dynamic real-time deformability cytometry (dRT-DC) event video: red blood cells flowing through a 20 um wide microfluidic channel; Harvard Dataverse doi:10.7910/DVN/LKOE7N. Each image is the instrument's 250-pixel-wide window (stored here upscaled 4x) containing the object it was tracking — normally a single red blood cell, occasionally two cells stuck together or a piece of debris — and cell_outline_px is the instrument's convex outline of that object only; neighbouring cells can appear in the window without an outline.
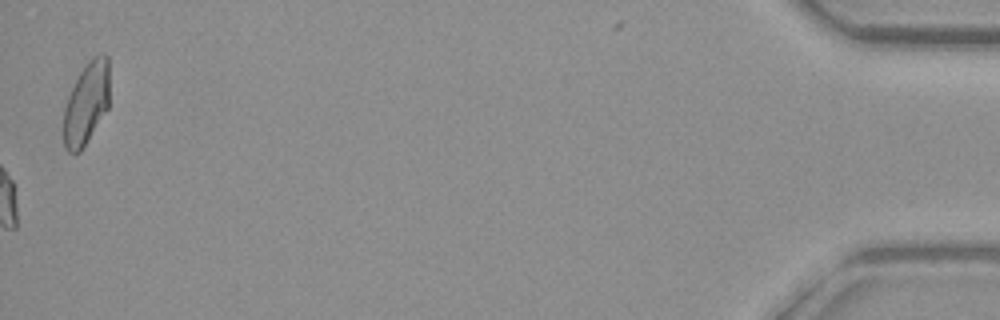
{"species": "common noctule bat (a hibernating species)", "species_latin": "Nyctalus noctula", "temperature_condition": "warm", "stored_images_in_passage": 43, "camera_frame_rate_fps": 3000, "um_per_image_px": 0.085, "animal": {"sex": "female", "body_mass_g": 29.2, "forearm_length_mm": 56.3}, "frame": {"image": 1, "passage_image": 43, "time_ms": 14.0, "image_size_px": [1000, 320], "cell_outline_px": [[108, 108], [80, 152], [68, 152], [64, 148], [64, 108], [68, 96], [80, 72], [88, 60], [92, 56], [100, 52], [104, 52], [108, 56]], "centroid_in_image_um": [7.34, 8.74], "position_along_channel_um": 427.9, "area_um2": 21.91}, "authors_computed_cell_mechanics": {"area_um2": 20.8658, "velocity_mm_per_s": 3.6518, "shape_relaxation_time_tau1_ms": 8.4114, "shape_relaxation_time_tau2_ms": 2.4295, "deformation_change_tau1": 0.1554, "deformation_change_tau2": 0.0747}}